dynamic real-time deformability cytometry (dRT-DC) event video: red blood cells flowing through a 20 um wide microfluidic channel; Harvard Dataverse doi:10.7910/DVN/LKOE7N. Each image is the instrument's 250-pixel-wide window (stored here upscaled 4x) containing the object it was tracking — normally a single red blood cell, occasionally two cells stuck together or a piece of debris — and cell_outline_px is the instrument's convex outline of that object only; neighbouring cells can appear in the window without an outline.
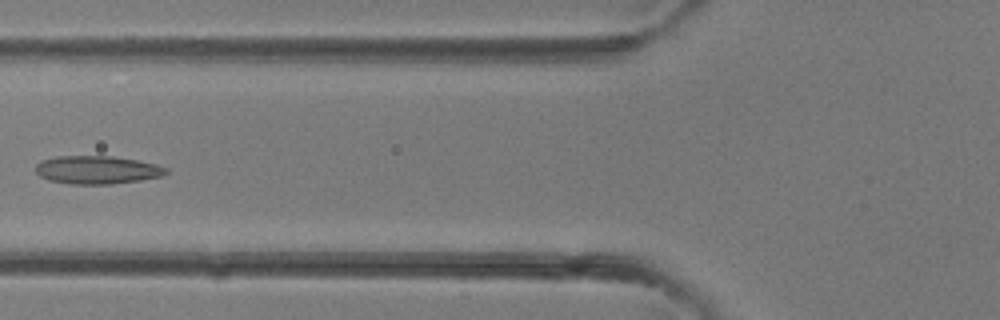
{"species": "common noctule bat (a hibernating species)", "species_latin": "Nyctalus noctula", "temperature_condition": "room temperature", "stored_images_in_passage": 39, "camera_frame_rate_fps": 3000, "um_per_image_px": 0.085, "animal": {"sex": "female"}, "frame": {"image": 1, "passage_image": 15, "time_ms": 4.667, "image_size_px": [1000, 320], "cell_outline_px": [[168, 172], [164, 176], [140, 180], [112, 184], [72, 184], [48, 180], [40, 176], [36, 172], [36, 164], [40, 160], [56, 156], [112, 156], [136, 160], [156, 164], [168, 168]], "centroid_in_image_um": [8.25, 14.44], "position_along_channel_um": 117.5, "area_um2": 21.5}}
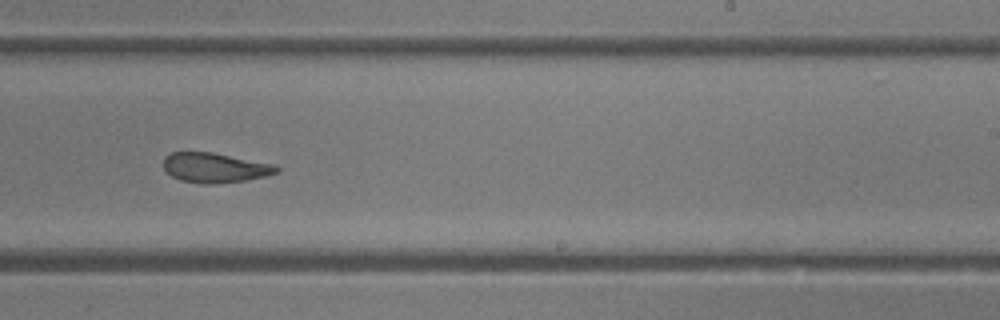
{"frame": {"image": 2, "passage_image": 24, "time_ms": 7.667, "image_size_px": [1000, 320], "cell_outline_px": [[280, 172], [264, 176], [244, 180], [216, 184], [200, 184], [180, 180], [172, 176], [164, 168], [164, 156], [172, 152], [212, 152], [272, 164], [280, 168]], "centroid_in_image_um": [18.24, 14.26], "position_along_channel_um": 270.8, "area_um2": 19.54}}
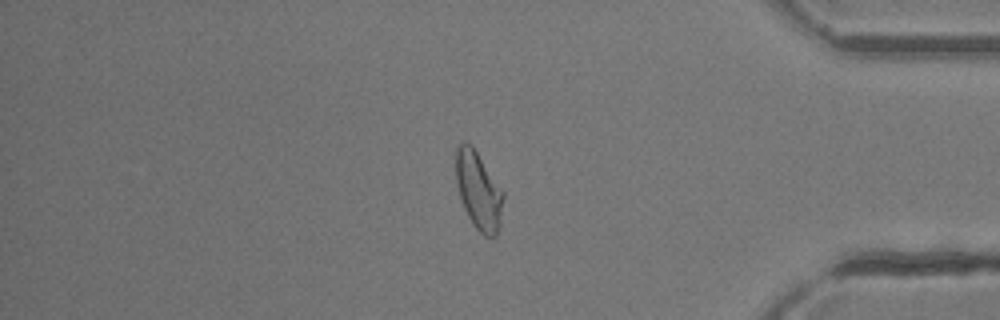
{"frame": {"image": 3, "passage_image": 33, "time_ms": 10.667, "image_size_px": [1000, 320], "cell_outline_px": [[504, 196], [500, 224], [496, 236], [492, 240], [484, 236], [472, 224], [464, 208], [460, 196], [456, 180], [456, 148], [464, 140], [472, 144], [504, 192]], "centroid_in_image_um": [40.69, 16.21], "position_along_channel_um": 394.5, "area_um2": 21.68}}